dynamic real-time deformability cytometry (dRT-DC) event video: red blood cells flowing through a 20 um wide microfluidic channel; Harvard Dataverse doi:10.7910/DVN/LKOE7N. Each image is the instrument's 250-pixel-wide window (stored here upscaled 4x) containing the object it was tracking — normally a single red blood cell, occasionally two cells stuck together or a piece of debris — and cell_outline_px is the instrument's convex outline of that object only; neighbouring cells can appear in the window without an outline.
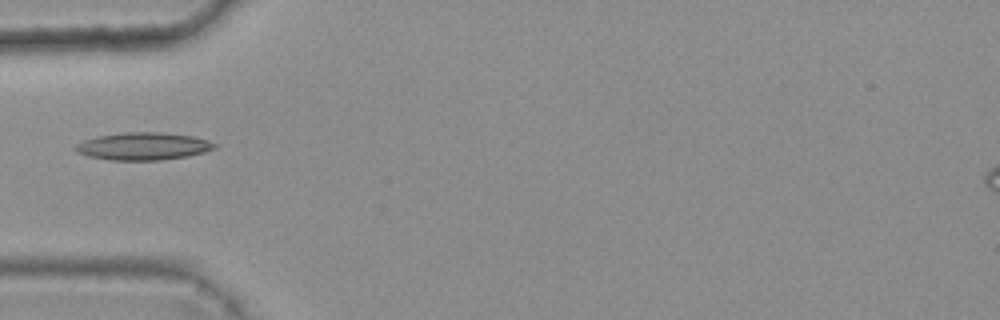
{"species": "common noctule bat (a hibernating species)", "species_latin": "Nyctalus noctula", "temperature_condition": "warm", "stored_images_in_passage": 6, "camera_frame_rate_fps": 3000, "um_per_image_px": 0.085, "animal": {"sex": "female", "body_mass_g": 25.1}, "frame": {"image": 1, "passage_image": 5, "time_ms": 1.333, "image_size_px": [1000, 320], "cell_outline_px": [[220, 144], [216, 148], [204, 152], [188, 156], [156, 160], [112, 160], [88, 156], [76, 152], [72, 148], [76, 144], [84, 140], [96, 136], [124, 132], [160, 132], [192, 136], [208, 140]], "centroid_in_image_um": [12.17, 12.42], "position_along_channel_um": 72.8, "area_um2": 22.43}}
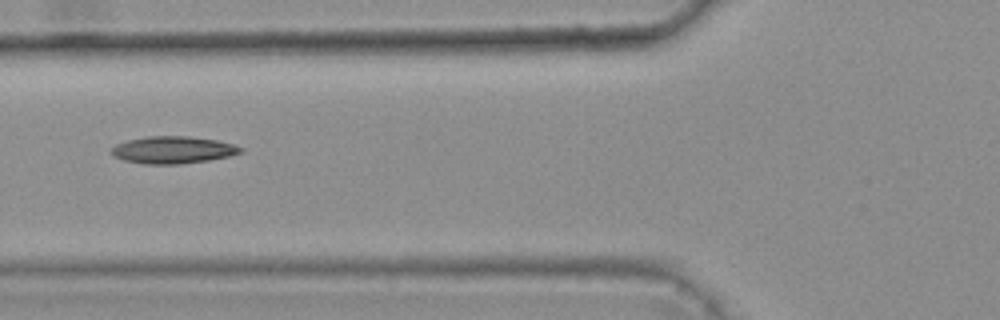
{"frame": {"image": 2, "passage_image": 6, "time_ms": 1.667, "image_size_px": [1000, 320], "cell_outline_px": [[244, 152], [228, 156], [208, 160], [180, 164], [144, 164], [124, 160], [116, 156], [112, 152], [112, 148], [116, 144], [128, 140], [148, 136], [188, 136], [216, 140], [232, 144], [244, 148]], "centroid_in_image_um": [14.73, 12.74], "position_along_channel_um": 111.1, "area_um2": 20.29}}